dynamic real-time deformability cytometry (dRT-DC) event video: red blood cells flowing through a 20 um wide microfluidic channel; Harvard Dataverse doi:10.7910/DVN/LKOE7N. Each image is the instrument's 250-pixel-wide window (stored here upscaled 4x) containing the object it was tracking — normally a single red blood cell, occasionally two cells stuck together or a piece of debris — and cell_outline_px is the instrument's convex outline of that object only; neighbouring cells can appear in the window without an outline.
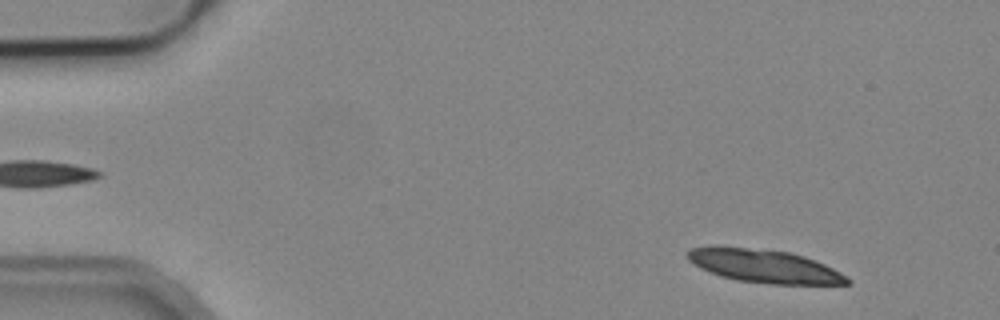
{"species": "common noctule bat (a hibernating species)", "species_latin": "Nyctalus noctula", "temperature_condition": "cold", "stored_images_in_passage": 3, "camera_frame_rate_fps": 3000, "um_per_image_px": 0.085, "animal": {"sex": "male", "body_mass_g": 19.2, "forearm_length_mm": 51.8}, "frame": {"image": 1, "passage_image": 1, "time_ms": 0.0, "image_size_px": [1000, 320], "cell_outline_px": [[852, 284], [772, 284], [736, 280], [700, 268], [688, 260], [684, 252], [692, 248], [712, 244], [716, 244], [788, 252], [804, 256], [816, 260], [848, 276], [852, 280]], "centroid_in_image_um": [64.93, 22.59], "position_along_channel_um": 20.1, "area_um2": 31.27}}